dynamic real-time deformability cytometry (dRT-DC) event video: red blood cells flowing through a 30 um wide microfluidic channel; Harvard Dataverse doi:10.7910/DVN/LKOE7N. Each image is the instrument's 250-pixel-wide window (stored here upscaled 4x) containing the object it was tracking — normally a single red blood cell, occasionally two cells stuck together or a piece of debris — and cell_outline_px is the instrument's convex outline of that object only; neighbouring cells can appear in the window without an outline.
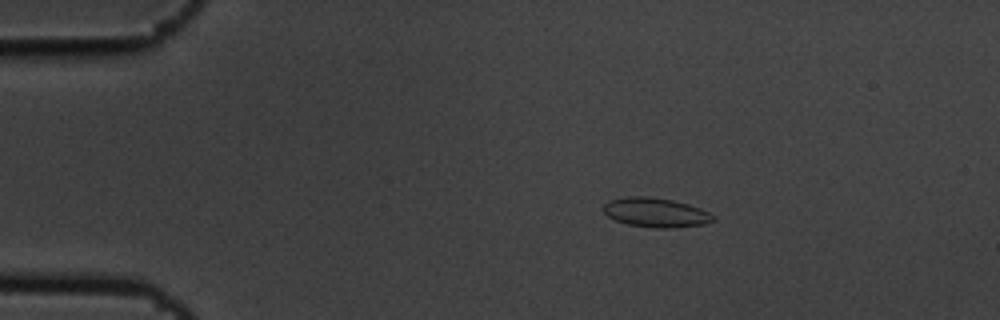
{"species": "common noctule bat (a hibernating species)", "species_latin": "Nyctalus noctula", "temperature_condition": "cold", "stored_images_in_passage": 4, "camera_frame_rate_fps": 3000, "um_per_image_px": 0.085, "animal": {"sex": "male", "body_mass_g": 19.5, "forearm_length_mm": 54.6}, "frame": {"image": 1, "passage_image": 1, "time_ms": 0.0, "image_size_px": [1000, 320], "cell_outline_px": [[716, 220], [704, 224], [668, 228], [652, 228], [628, 224], [616, 220], [608, 216], [604, 212], [604, 204], [608, 200], [628, 196], [648, 196], [672, 200], [688, 204], [700, 208], [708, 212]], "centroid_in_image_um": [55.72, 18.06], "position_along_channel_um": 29.3, "area_um2": 18.67}}
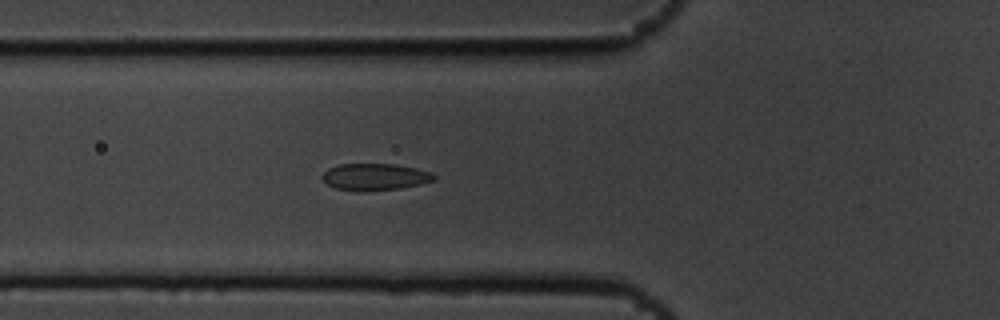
{"frame": {"image": 2, "passage_image": 4, "time_ms": 1.0, "image_size_px": [1000, 320], "cell_outline_px": [[436, 180], [420, 184], [400, 188], [360, 192], [336, 188], [328, 184], [320, 176], [328, 168], [340, 164], [396, 164], [416, 168], [432, 172], [436, 176]], "centroid_in_image_um": [31.88, 15.03], "position_along_channel_um": 93.9, "area_um2": 17.57}}